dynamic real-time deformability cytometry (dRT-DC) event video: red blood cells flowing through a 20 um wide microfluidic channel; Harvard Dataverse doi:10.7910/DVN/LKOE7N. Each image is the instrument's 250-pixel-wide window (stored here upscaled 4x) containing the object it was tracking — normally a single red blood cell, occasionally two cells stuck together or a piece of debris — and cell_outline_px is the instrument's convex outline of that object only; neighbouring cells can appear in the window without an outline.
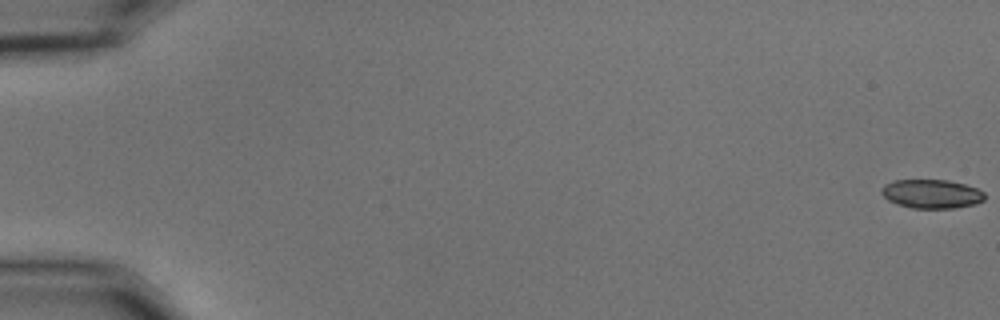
{"species": "common noctule bat (a hibernating species)", "species_latin": "Nyctalus noctula", "temperature_condition": "cold", "stored_images_in_passage": 57, "camera_frame_rate_fps": 3000, "um_per_image_px": 0.085, "animal": {"sex": "male", "body_mass_g": 15.6}, "frame": {"image": 1, "passage_image": 1, "time_ms": 0.0, "image_size_px": [1000, 320], "cell_outline_px": [[984, 200], [976, 204], [956, 208], [912, 208], [896, 204], [888, 200], [880, 192], [880, 188], [884, 184], [892, 180], [948, 180], [964, 184], [976, 188], [984, 192]], "centroid_in_image_um": [79.16, 16.48], "position_along_channel_um": 5.8, "area_um2": 17.51}}
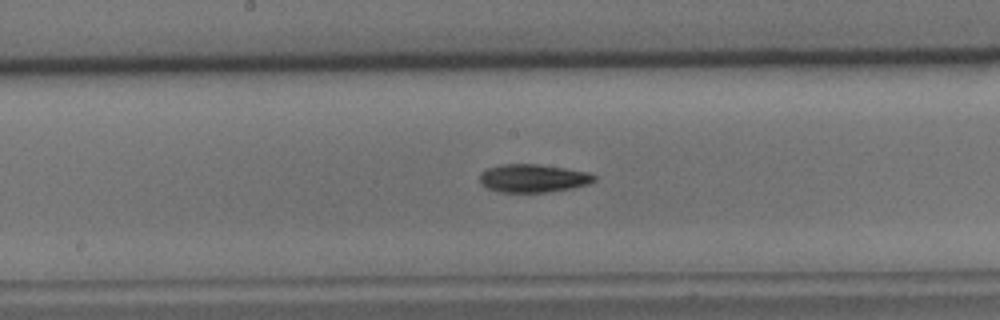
{"frame": {"image": 2, "passage_image": 31, "time_ms": 10.0, "image_size_px": [1000, 320], "cell_outline_px": [[596, 180], [588, 184], [572, 188], [544, 192], [500, 192], [488, 188], [480, 184], [480, 172], [488, 168], [500, 164], [540, 164], [588, 172], [596, 176]], "centroid_in_image_um": [45.3, 15.14], "position_along_channel_um": 202.9, "area_um2": 18.79}}
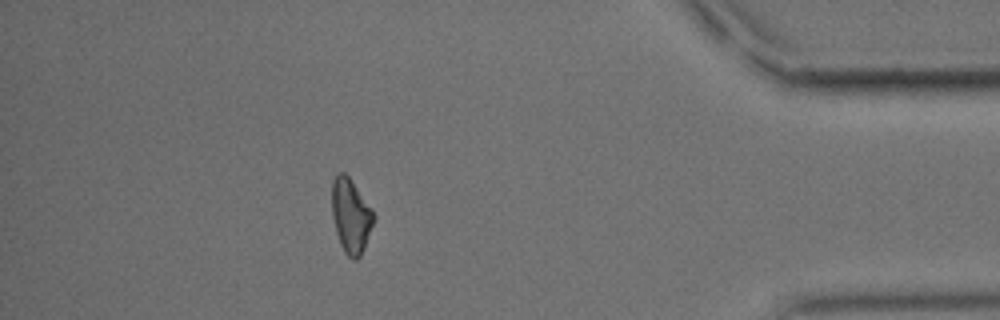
{"frame": {"image": 3, "passage_image": 51, "time_ms": 16.667, "image_size_px": [1000, 320], "cell_outline_px": [[376, 216], [364, 248], [360, 256], [356, 260], [352, 260], [344, 252], [340, 244], [336, 232], [332, 216], [332, 180], [336, 172], [344, 172], [348, 176], [372, 208]], "centroid_in_image_um": [29.81, 18.33], "position_along_channel_um": 405.4, "area_um2": 18.21}, "authors_computed_cell_mechanics": {"area_um2": 18.3804, "velocity_mm_per_s": 3.6323, "shape_relaxation_time_tau1_ms": 3.8267, "shape_relaxation_time_tau2_ms": null, "deformation_change_tau1": 0.1517, "deformation_change_tau2": null}}